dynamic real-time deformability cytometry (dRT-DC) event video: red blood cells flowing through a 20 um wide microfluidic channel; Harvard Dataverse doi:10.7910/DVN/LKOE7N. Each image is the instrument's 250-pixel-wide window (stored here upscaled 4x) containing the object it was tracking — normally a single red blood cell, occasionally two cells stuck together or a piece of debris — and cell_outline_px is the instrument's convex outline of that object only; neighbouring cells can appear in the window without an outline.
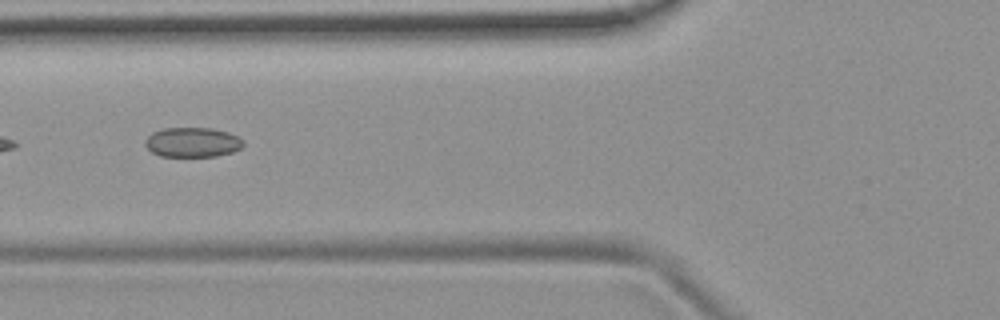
{"species": "common noctule bat (a hibernating species)", "species_latin": "Nyctalus noctula", "temperature_condition": "room temperature", "stored_images_in_passage": 6, "camera_frame_rate_fps": 3000, "um_per_image_px": 0.085, "animal": {"sex": "female", "body_mass_g": 19.9}, "frame": {"image": 1, "passage_image": 4, "time_ms": 3.333, "image_size_px": [1000, 320], "cell_outline_px": [[244, 144], [240, 148], [232, 152], [216, 156], [160, 156], [152, 152], [144, 144], [144, 140], [152, 132], [164, 128], [212, 128], [228, 132], [244, 140]], "centroid_in_image_um": [16.35, 12.09], "position_along_channel_um": 109.5, "area_um2": 16.99}}
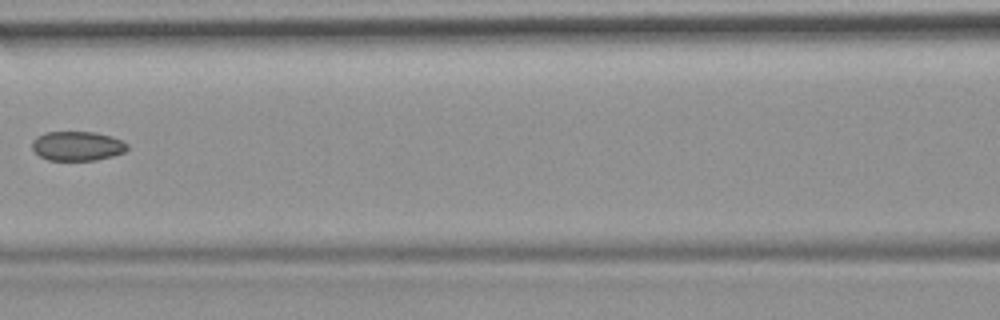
{"frame": {"image": 2, "passage_image": 5, "time_ms": 4.667, "image_size_px": [1000, 320], "cell_outline_px": [[128, 148], [124, 152], [112, 156], [96, 160], [48, 160], [40, 156], [32, 148], [32, 140], [36, 136], [44, 132], [96, 132], [112, 136], [124, 140], [128, 144]], "centroid_in_image_um": [6.59, 12.4], "position_along_channel_um": 160.0, "area_um2": 16.47}}
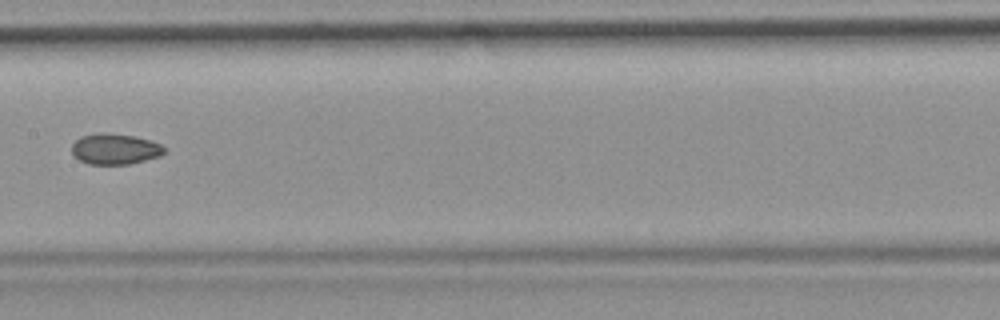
{"frame": {"image": 3, "passage_image": 6, "time_ms": 5.667, "image_size_px": [1000, 320], "cell_outline_px": [[164, 152], [160, 156], [128, 164], [88, 164], [72, 156], [72, 144], [80, 136], [96, 132], [108, 132], [136, 136], [160, 144], [164, 148]], "centroid_in_image_um": [9.72, 12.65], "position_along_channel_um": 197.7, "area_um2": 16.7}}